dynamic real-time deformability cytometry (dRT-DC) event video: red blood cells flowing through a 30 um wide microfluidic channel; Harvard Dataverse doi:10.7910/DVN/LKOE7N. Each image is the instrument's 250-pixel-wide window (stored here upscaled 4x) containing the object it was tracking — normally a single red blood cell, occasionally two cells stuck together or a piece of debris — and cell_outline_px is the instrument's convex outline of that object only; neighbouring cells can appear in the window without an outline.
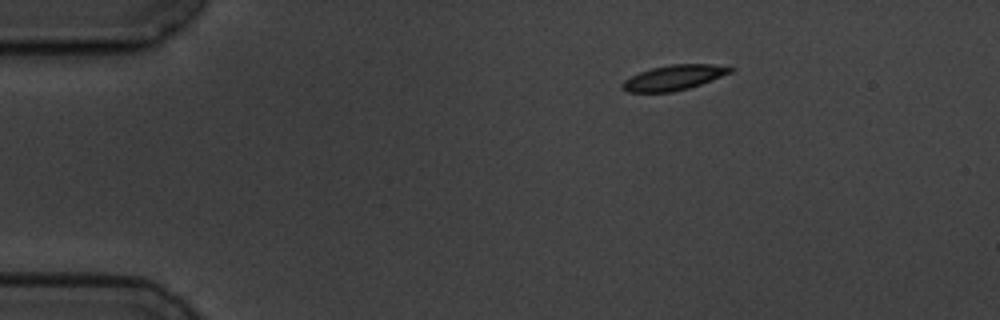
{"species": "common noctule bat (a hibernating species)", "species_latin": "Nyctalus noctula", "temperature_condition": "cold", "stored_images_in_passage": 3, "camera_frame_rate_fps": 3000, "um_per_image_px": 0.085, "animal": {"sex": "male", "body_mass_g": 19.5, "forearm_length_mm": 54.6}, "frame": {"image": 1, "passage_image": 1, "time_ms": 0.0, "image_size_px": [1000, 320], "cell_outline_px": [[736, 68], [732, 72], [700, 84], [688, 88], [672, 92], [628, 92], [620, 88], [620, 84], [624, 80], [640, 72], [652, 68], [668, 64], [712, 64]], "centroid_in_image_um": [57.25, 6.59], "position_along_channel_um": 27.8, "area_um2": 15.72}}
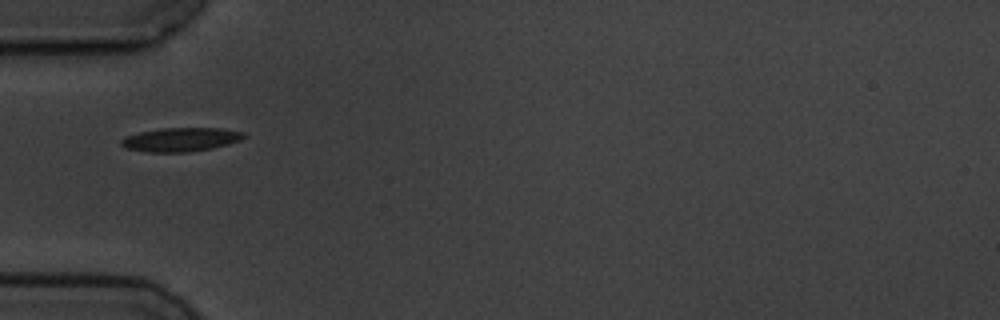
{"frame": {"image": 2, "passage_image": 3, "time_ms": 3.0, "image_size_px": [1000, 320], "cell_outline_px": [[248, 136], [240, 140], [228, 144], [212, 148], [188, 152], [148, 152], [124, 148], [120, 144], [120, 140], [124, 136], [140, 132], [160, 128], [220, 128], [244, 132]], "centroid_in_image_um": [15.35, 11.86], "position_along_channel_um": 69.7, "area_um2": 17.17}}